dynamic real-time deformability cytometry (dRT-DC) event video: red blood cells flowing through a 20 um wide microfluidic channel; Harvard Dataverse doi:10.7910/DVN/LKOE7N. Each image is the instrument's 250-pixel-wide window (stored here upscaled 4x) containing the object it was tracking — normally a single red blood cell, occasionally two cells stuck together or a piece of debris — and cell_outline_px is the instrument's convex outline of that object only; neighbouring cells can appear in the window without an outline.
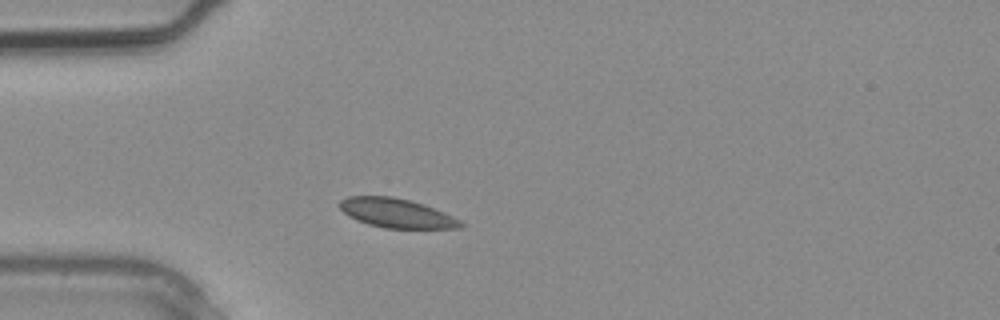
{"species": "common noctule bat (a hibernating species)", "species_latin": "Nyctalus noctula", "temperature_condition": "warm", "stored_images_in_passage": 2, "camera_frame_rate_fps": 3000, "um_per_image_px": 0.085, "animal": {"sex": "male", "body_mass_g": 20.4}, "frame": {"image": 1, "passage_image": 2, "time_ms": 0.333, "image_size_px": [1000, 320], "cell_outline_px": [[464, 224], [460, 228], [384, 228], [368, 224], [356, 220], [348, 216], [340, 208], [340, 200], [348, 196], [392, 196], [424, 204], [444, 212], [460, 220]], "centroid_in_image_um": [33.69, 18.11], "position_along_channel_um": 51.3, "area_um2": 20.52}}